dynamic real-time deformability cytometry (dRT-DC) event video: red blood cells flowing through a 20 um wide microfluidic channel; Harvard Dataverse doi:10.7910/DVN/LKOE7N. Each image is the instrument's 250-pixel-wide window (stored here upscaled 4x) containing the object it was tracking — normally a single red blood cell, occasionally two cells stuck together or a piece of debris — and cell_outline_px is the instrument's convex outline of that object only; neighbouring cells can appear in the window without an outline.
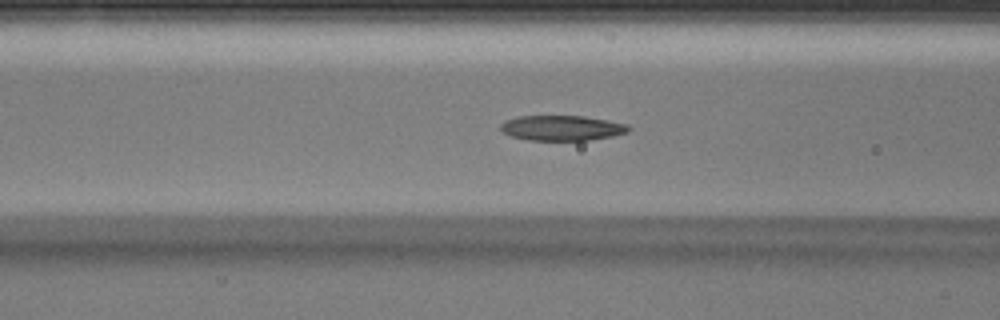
{"species": "Egyptian fruit bat (a non-hibernating species)", "species_latin": "Rousettus aegyptiacus", "temperature_condition": "warm", "stored_images_in_passage": 33, "camera_frame_rate_fps": 3000, "um_per_image_px": 0.085, "animal": {"sex": "male"}, "frame": {"image": 1, "passage_image": 10, "time_ms": 3.0, "image_size_px": [1000, 320], "cell_outline_px": [[632, 128], [628, 132], [612, 136], [588, 140], [528, 140], [512, 136], [504, 132], [500, 128], [500, 124], [504, 120], [516, 116], [584, 116], [608, 120], [628, 124]], "centroid_in_image_um": [47.77, 10.87], "position_along_channel_um": 118.8, "area_um2": 18.84}}
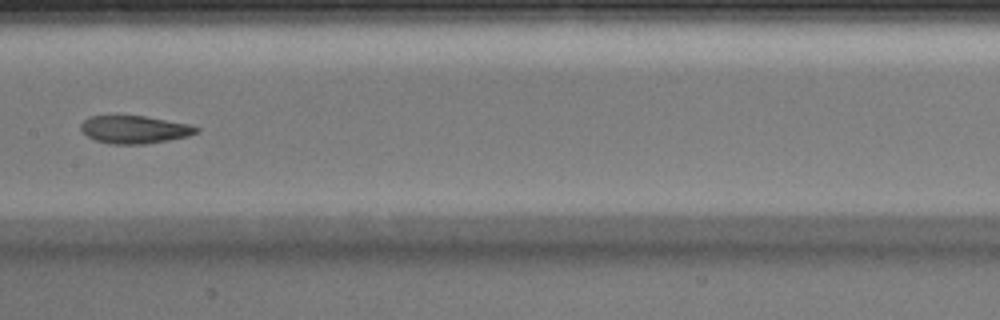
{"frame": {"image": 2, "passage_image": 15, "time_ms": 4.667, "image_size_px": [1000, 320], "cell_outline_px": [[200, 128], [196, 132], [188, 136], [168, 140], [144, 144], [112, 144], [96, 140], [88, 136], [80, 128], [80, 124], [88, 116], [144, 116], [188, 124]], "centroid_in_image_um": [11.41, 11.01], "position_along_channel_um": 196.0, "area_um2": 18.44}}
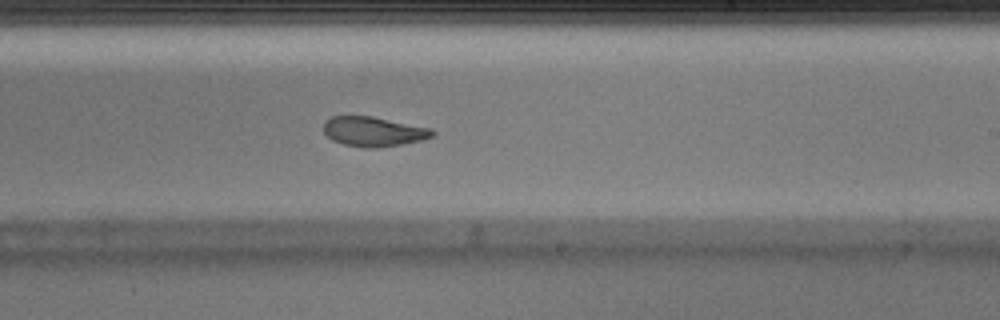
{"frame": {"image": 3, "passage_image": 19, "time_ms": 6.0, "image_size_px": [1000, 320], "cell_outline_px": [[436, 132], [432, 136], [420, 140], [400, 144], [376, 148], [364, 148], [344, 144], [332, 140], [324, 132], [324, 120], [332, 116], [372, 116], [432, 128]], "centroid_in_image_um": [31.73, 11.17], "position_along_channel_um": 257.3, "area_um2": 18.79}}